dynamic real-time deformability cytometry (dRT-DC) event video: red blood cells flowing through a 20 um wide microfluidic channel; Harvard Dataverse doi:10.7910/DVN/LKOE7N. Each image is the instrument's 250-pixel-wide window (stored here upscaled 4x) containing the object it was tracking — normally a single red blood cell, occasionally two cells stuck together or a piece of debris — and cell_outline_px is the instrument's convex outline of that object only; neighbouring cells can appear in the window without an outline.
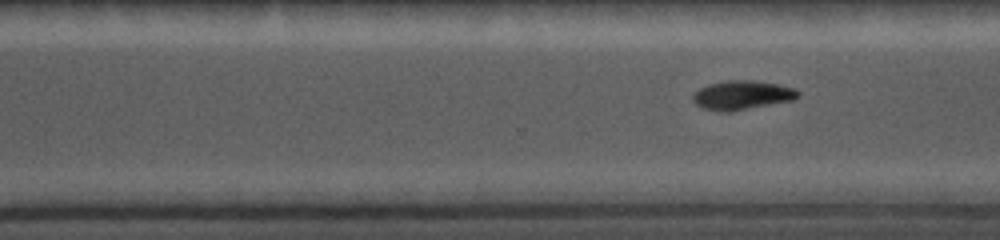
{"species": "common noctule bat (a hibernating species)", "species_latin": "Nyctalus noctula", "temperature_condition": "cold", "stored_images_in_passage": 27, "camera_frame_rate_fps": 5000, "um_per_image_px": 0.085, "animal": {"sex": "female", "body_mass_g": 19.0, "forearm_length_mm": 56.7}, "frame": {"image": 1, "passage_image": 23, "time_ms": 4.4, "image_size_px": [1000, 240], "cell_outline_px": [[800, 96], [792, 100], [728, 112], [716, 112], [700, 108], [692, 100], [692, 96], [700, 88], [708, 84], [728, 80], [752, 80], [780, 84], [796, 88], [800, 92]], "centroid_in_image_um": [63.07, 8.09], "position_along_channel_um": 307.5, "area_um2": 17.98}}